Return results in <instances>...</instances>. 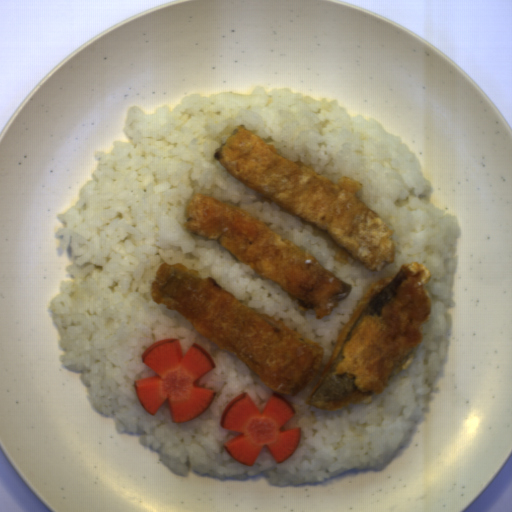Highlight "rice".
I'll use <instances>...</instances> for the list:
<instances>
[{"instance_id": "rice-1", "label": "rice", "mask_w": 512, "mask_h": 512, "mask_svg": "<svg viewBox=\"0 0 512 512\" xmlns=\"http://www.w3.org/2000/svg\"><path fill=\"white\" fill-rule=\"evenodd\" d=\"M238 126L331 182L344 176L360 182L359 200L393 230L394 263L368 271L318 229L226 173L215 153ZM123 127L128 140L98 151L93 177L81 189L80 201L59 215L56 232L72 262L48 308L59 331V359L64 370L81 374L89 404L183 477L263 475L271 486H306L352 470L381 471L425 413L447 363L453 325L456 240L462 231L456 216L433 205V186L419 156L376 119L349 115L337 101L262 85L246 93L188 94L175 109L158 107L154 114L135 105ZM199 193L259 218L349 283L352 293L321 319L313 310L299 311L276 283L261 279L215 240L183 228L188 204ZM165 261L211 276L252 310L322 346L325 356L316 378L296 396L272 391L239 358L199 336L176 311L156 304L150 287ZM416 261L431 271V312L408 368L370 404L326 411L305 403L370 285ZM169 338L180 339L183 355L192 343L201 345L216 365L197 381L216 391L211 405L196 419L176 424L166 402L150 415L134 384L155 374L141 361L143 351ZM245 392L260 412L272 393L295 408L282 428L301 427L288 460L277 464L263 448L247 466L222 446L237 433L219 425L220 415Z\"/></svg>"}]
</instances>
